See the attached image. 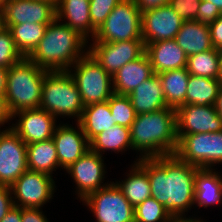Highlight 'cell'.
<instances>
[{"label": "cell", "mask_w": 222, "mask_h": 222, "mask_svg": "<svg viewBox=\"0 0 222 222\" xmlns=\"http://www.w3.org/2000/svg\"><path fill=\"white\" fill-rule=\"evenodd\" d=\"M146 171L155 198L172 217H185L194 207L195 176L200 169L176 154L136 160Z\"/></svg>", "instance_id": "cell-1"}, {"label": "cell", "mask_w": 222, "mask_h": 222, "mask_svg": "<svg viewBox=\"0 0 222 222\" xmlns=\"http://www.w3.org/2000/svg\"><path fill=\"white\" fill-rule=\"evenodd\" d=\"M130 134L133 151L140 152L136 160L175 154L178 148L175 109L166 107L136 114Z\"/></svg>", "instance_id": "cell-2"}, {"label": "cell", "mask_w": 222, "mask_h": 222, "mask_svg": "<svg viewBox=\"0 0 222 222\" xmlns=\"http://www.w3.org/2000/svg\"><path fill=\"white\" fill-rule=\"evenodd\" d=\"M88 43L77 30L55 18L28 58L48 71H67L88 52Z\"/></svg>", "instance_id": "cell-3"}, {"label": "cell", "mask_w": 222, "mask_h": 222, "mask_svg": "<svg viewBox=\"0 0 222 222\" xmlns=\"http://www.w3.org/2000/svg\"><path fill=\"white\" fill-rule=\"evenodd\" d=\"M48 70L38 67L28 57L8 69L6 103L11 114L24 109H38L42 86Z\"/></svg>", "instance_id": "cell-4"}, {"label": "cell", "mask_w": 222, "mask_h": 222, "mask_svg": "<svg viewBox=\"0 0 222 222\" xmlns=\"http://www.w3.org/2000/svg\"><path fill=\"white\" fill-rule=\"evenodd\" d=\"M57 120L73 118L78 122L84 105L76 84L68 71H48L43 80L40 107ZM77 118V119H76Z\"/></svg>", "instance_id": "cell-5"}, {"label": "cell", "mask_w": 222, "mask_h": 222, "mask_svg": "<svg viewBox=\"0 0 222 222\" xmlns=\"http://www.w3.org/2000/svg\"><path fill=\"white\" fill-rule=\"evenodd\" d=\"M67 71L79 90L84 107L106 102L114 94L112 76L100 66L89 52Z\"/></svg>", "instance_id": "cell-6"}, {"label": "cell", "mask_w": 222, "mask_h": 222, "mask_svg": "<svg viewBox=\"0 0 222 222\" xmlns=\"http://www.w3.org/2000/svg\"><path fill=\"white\" fill-rule=\"evenodd\" d=\"M142 39V13L133 0H122L96 31L92 42Z\"/></svg>", "instance_id": "cell-7"}, {"label": "cell", "mask_w": 222, "mask_h": 222, "mask_svg": "<svg viewBox=\"0 0 222 222\" xmlns=\"http://www.w3.org/2000/svg\"><path fill=\"white\" fill-rule=\"evenodd\" d=\"M177 138L175 154L182 161L200 169H214L213 166L222 163V131L177 135Z\"/></svg>", "instance_id": "cell-8"}, {"label": "cell", "mask_w": 222, "mask_h": 222, "mask_svg": "<svg viewBox=\"0 0 222 222\" xmlns=\"http://www.w3.org/2000/svg\"><path fill=\"white\" fill-rule=\"evenodd\" d=\"M82 202L89 207L97 222H135L134 207L114 181L91 193Z\"/></svg>", "instance_id": "cell-9"}, {"label": "cell", "mask_w": 222, "mask_h": 222, "mask_svg": "<svg viewBox=\"0 0 222 222\" xmlns=\"http://www.w3.org/2000/svg\"><path fill=\"white\" fill-rule=\"evenodd\" d=\"M55 188L53 176L29 169L10 186L14 206L20 208H42L53 199Z\"/></svg>", "instance_id": "cell-10"}, {"label": "cell", "mask_w": 222, "mask_h": 222, "mask_svg": "<svg viewBox=\"0 0 222 222\" xmlns=\"http://www.w3.org/2000/svg\"><path fill=\"white\" fill-rule=\"evenodd\" d=\"M88 52L100 66L113 76L125 64L145 53L143 39L117 42H90Z\"/></svg>", "instance_id": "cell-11"}, {"label": "cell", "mask_w": 222, "mask_h": 222, "mask_svg": "<svg viewBox=\"0 0 222 222\" xmlns=\"http://www.w3.org/2000/svg\"><path fill=\"white\" fill-rule=\"evenodd\" d=\"M7 127L0 130V185L10 187L28 170L27 144Z\"/></svg>", "instance_id": "cell-12"}, {"label": "cell", "mask_w": 222, "mask_h": 222, "mask_svg": "<svg viewBox=\"0 0 222 222\" xmlns=\"http://www.w3.org/2000/svg\"><path fill=\"white\" fill-rule=\"evenodd\" d=\"M105 164L103 156L89 150L65 170L73 178L77 186L75 187L77 197L81 201L91 193L110 184L108 181L103 183L107 173Z\"/></svg>", "instance_id": "cell-13"}, {"label": "cell", "mask_w": 222, "mask_h": 222, "mask_svg": "<svg viewBox=\"0 0 222 222\" xmlns=\"http://www.w3.org/2000/svg\"><path fill=\"white\" fill-rule=\"evenodd\" d=\"M14 119L17 122L12 123L10 128L25 144L51 139L57 127L56 118L41 108L17 111L12 114V120Z\"/></svg>", "instance_id": "cell-14"}, {"label": "cell", "mask_w": 222, "mask_h": 222, "mask_svg": "<svg viewBox=\"0 0 222 222\" xmlns=\"http://www.w3.org/2000/svg\"><path fill=\"white\" fill-rule=\"evenodd\" d=\"M176 111L177 135L215 133L222 131V119L213 105H181Z\"/></svg>", "instance_id": "cell-15"}, {"label": "cell", "mask_w": 222, "mask_h": 222, "mask_svg": "<svg viewBox=\"0 0 222 222\" xmlns=\"http://www.w3.org/2000/svg\"><path fill=\"white\" fill-rule=\"evenodd\" d=\"M183 19H181L170 5L142 13V39L144 45L156 41L175 39Z\"/></svg>", "instance_id": "cell-16"}, {"label": "cell", "mask_w": 222, "mask_h": 222, "mask_svg": "<svg viewBox=\"0 0 222 222\" xmlns=\"http://www.w3.org/2000/svg\"><path fill=\"white\" fill-rule=\"evenodd\" d=\"M3 24H49L56 18V6L45 0H10L2 8Z\"/></svg>", "instance_id": "cell-17"}, {"label": "cell", "mask_w": 222, "mask_h": 222, "mask_svg": "<svg viewBox=\"0 0 222 222\" xmlns=\"http://www.w3.org/2000/svg\"><path fill=\"white\" fill-rule=\"evenodd\" d=\"M77 128L71 124L57 125L52 137L61 169H68L74 162L90 150V143L84 134L80 124Z\"/></svg>", "instance_id": "cell-18"}, {"label": "cell", "mask_w": 222, "mask_h": 222, "mask_svg": "<svg viewBox=\"0 0 222 222\" xmlns=\"http://www.w3.org/2000/svg\"><path fill=\"white\" fill-rule=\"evenodd\" d=\"M155 74L186 68L187 56L175 39L156 41L145 46Z\"/></svg>", "instance_id": "cell-19"}, {"label": "cell", "mask_w": 222, "mask_h": 222, "mask_svg": "<svg viewBox=\"0 0 222 222\" xmlns=\"http://www.w3.org/2000/svg\"><path fill=\"white\" fill-rule=\"evenodd\" d=\"M56 18L89 41L95 36L96 30L90 20V0H58Z\"/></svg>", "instance_id": "cell-20"}, {"label": "cell", "mask_w": 222, "mask_h": 222, "mask_svg": "<svg viewBox=\"0 0 222 222\" xmlns=\"http://www.w3.org/2000/svg\"><path fill=\"white\" fill-rule=\"evenodd\" d=\"M154 74L150 59L144 53L137 60L122 66L113 76L114 94L129 95L133 90Z\"/></svg>", "instance_id": "cell-21"}, {"label": "cell", "mask_w": 222, "mask_h": 222, "mask_svg": "<svg viewBox=\"0 0 222 222\" xmlns=\"http://www.w3.org/2000/svg\"><path fill=\"white\" fill-rule=\"evenodd\" d=\"M128 97L136 114L150 113L168 107L161 79L155 73L138 85Z\"/></svg>", "instance_id": "cell-22"}, {"label": "cell", "mask_w": 222, "mask_h": 222, "mask_svg": "<svg viewBox=\"0 0 222 222\" xmlns=\"http://www.w3.org/2000/svg\"><path fill=\"white\" fill-rule=\"evenodd\" d=\"M215 169H199L195 176V207L222 204V175ZM197 205V206H196Z\"/></svg>", "instance_id": "cell-23"}, {"label": "cell", "mask_w": 222, "mask_h": 222, "mask_svg": "<svg viewBox=\"0 0 222 222\" xmlns=\"http://www.w3.org/2000/svg\"><path fill=\"white\" fill-rule=\"evenodd\" d=\"M175 40L187 57L214 48L208 25L195 20L183 21Z\"/></svg>", "instance_id": "cell-24"}, {"label": "cell", "mask_w": 222, "mask_h": 222, "mask_svg": "<svg viewBox=\"0 0 222 222\" xmlns=\"http://www.w3.org/2000/svg\"><path fill=\"white\" fill-rule=\"evenodd\" d=\"M133 166L130 165L127 178L114 183L123 193L124 197L135 208L138 204L151 197V187L148 179L147 171L137 162L134 161Z\"/></svg>", "instance_id": "cell-25"}, {"label": "cell", "mask_w": 222, "mask_h": 222, "mask_svg": "<svg viewBox=\"0 0 222 222\" xmlns=\"http://www.w3.org/2000/svg\"><path fill=\"white\" fill-rule=\"evenodd\" d=\"M78 123L89 142L101 132L116 125L108 101L85 106Z\"/></svg>", "instance_id": "cell-26"}, {"label": "cell", "mask_w": 222, "mask_h": 222, "mask_svg": "<svg viewBox=\"0 0 222 222\" xmlns=\"http://www.w3.org/2000/svg\"><path fill=\"white\" fill-rule=\"evenodd\" d=\"M27 167L29 170L53 176L59 166L53 139L27 144Z\"/></svg>", "instance_id": "cell-27"}, {"label": "cell", "mask_w": 222, "mask_h": 222, "mask_svg": "<svg viewBox=\"0 0 222 222\" xmlns=\"http://www.w3.org/2000/svg\"><path fill=\"white\" fill-rule=\"evenodd\" d=\"M89 143L90 150L101 156H103L105 151L119 153L129 149L133 150L130 128L117 124L95 136Z\"/></svg>", "instance_id": "cell-28"}, {"label": "cell", "mask_w": 222, "mask_h": 222, "mask_svg": "<svg viewBox=\"0 0 222 222\" xmlns=\"http://www.w3.org/2000/svg\"><path fill=\"white\" fill-rule=\"evenodd\" d=\"M165 95V102L168 107L176 109L185 105L188 79L190 74L186 68L165 71L158 74Z\"/></svg>", "instance_id": "cell-29"}, {"label": "cell", "mask_w": 222, "mask_h": 222, "mask_svg": "<svg viewBox=\"0 0 222 222\" xmlns=\"http://www.w3.org/2000/svg\"><path fill=\"white\" fill-rule=\"evenodd\" d=\"M219 79L190 75L185 99V105H214L221 86Z\"/></svg>", "instance_id": "cell-30"}, {"label": "cell", "mask_w": 222, "mask_h": 222, "mask_svg": "<svg viewBox=\"0 0 222 222\" xmlns=\"http://www.w3.org/2000/svg\"><path fill=\"white\" fill-rule=\"evenodd\" d=\"M10 30L17 49L24 57H28L44 37L48 24L24 23L3 24Z\"/></svg>", "instance_id": "cell-31"}, {"label": "cell", "mask_w": 222, "mask_h": 222, "mask_svg": "<svg viewBox=\"0 0 222 222\" xmlns=\"http://www.w3.org/2000/svg\"><path fill=\"white\" fill-rule=\"evenodd\" d=\"M186 69L190 75L219 79V50L213 48L188 56Z\"/></svg>", "instance_id": "cell-32"}, {"label": "cell", "mask_w": 222, "mask_h": 222, "mask_svg": "<svg viewBox=\"0 0 222 222\" xmlns=\"http://www.w3.org/2000/svg\"><path fill=\"white\" fill-rule=\"evenodd\" d=\"M135 222H170L172 216L155 198H147L135 208Z\"/></svg>", "instance_id": "cell-33"}, {"label": "cell", "mask_w": 222, "mask_h": 222, "mask_svg": "<svg viewBox=\"0 0 222 222\" xmlns=\"http://www.w3.org/2000/svg\"><path fill=\"white\" fill-rule=\"evenodd\" d=\"M108 103L115 123L130 128L136 117L130 98L127 95L113 94Z\"/></svg>", "instance_id": "cell-34"}, {"label": "cell", "mask_w": 222, "mask_h": 222, "mask_svg": "<svg viewBox=\"0 0 222 222\" xmlns=\"http://www.w3.org/2000/svg\"><path fill=\"white\" fill-rule=\"evenodd\" d=\"M23 58L24 56L15 45L10 30L3 27L0 30V67L9 69Z\"/></svg>", "instance_id": "cell-35"}, {"label": "cell", "mask_w": 222, "mask_h": 222, "mask_svg": "<svg viewBox=\"0 0 222 222\" xmlns=\"http://www.w3.org/2000/svg\"><path fill=\"white\" fill-rule=\"evenodd\" d=\"M120 1L122 0H90V20L96 31Z\"/></svg>", "instance_id": "cell-36"}, {"label": "cell", "mask_w": 222, "mask_h": 222, "mask_svg": "<svg viewBox=\"0 0 222 222\" xmlns=\"http://www.w3.org/2000/svg\"><path fill=\"white\" fill-rule=\"evenodd\" d=\"M201 0H169L170 7L183 21L195 20Z\"/></svg>", "instance_id": "cell-37"}, {"label": "cell", "mask_w": 222, "mask_h": 222, "mask_svg": "<svg viewBox=\"0 0 222 222\" xmlns=\"http://www.w3.org/2000/svg\"><path fill=\"white\" fill-rule=\"evenodd\" d=\"M221 15L222 12L217 8V6L206 0H201L195 21L210 25Z\"/></svg>", "instance_id": "cell-38"}, {"label": "cell", "mask_w": 222, "mask_h": 222, "mask_svg": "<svg viewBox=\"0 0 222 222\" xmlns=\"http://www.w3.org/2000/svg\"><path fill=\"white\" fill-rule=\"evenodd\" d=\"M13 207L14 203L10 187L0 185V221Z\"/></svg>", "instance_id": "cell-39"}, {"label": "cell", "mask_w": 222, "mask_h": 222, "mask_svg": "<svg viewBox=\"0 0 222 222\" xmlns=\"http://www.w3.org/2000/svg\"><path fill=\"white\" fill-rule=\"evenodd\" d=\"M208 27L213 47L218 50L222 49V15Z\"/></svg>", "instance_id": "cell-40"}, {"label": "cell", "mask_w": 222, "mask_h": 222, "mask_svg": "<svg viewBox=\"0 0 222 222\" xmlns=\"http://www.w3.org/2000/svg\"><path fill=\"white\" fill-rule=\"evenodd\" d=\"M22 222H50L42 208H22Z\"/></svg>", "instance_id": "cell-41"}, {"label": "cell", "mask_w": 222, "mask_h": 222, "mask_svg": "<svg viewBox=\"0 0 222 222\" xmlns=\"http://www.w3.org/2000/svg\"><path fill=\"white\" fill-rule=\"evenodd\" d=\"M138 7V9L141 11V13L151 10V9H156L158 7L168 5L169 0H133Z\"/></svg>", "instance_id": "cell-42"}, {"label": "cell", "mask_w": 222, "mask_h": 222, "mask_svg": "<svg viewBox=\"0 0 222 222\" xmlns=\"http://www.w3.org/2000/svg\"><path fill=\"white\" fill-rule=\"evenodd\" d=\"M10 121H12V114L7 106L6 98L5 96H0V126L3 127L5 123L7 124Z\"/></svg>", "instance_id": "cell-43"}, {"label": "cell", "mask_w": 222, "mask_h": 222, "mask_svg": "<svg viewBox=\"0 0 222 222\" xmlns=\"http://www.w3.org/2000/svg\"><path fill=\"white\" fill-rule=\"evenodd\" d=\"M22 208L14 206L0 222H22Z\"/></svg>", "instance_id": "cell-44"}, {"label": "cell", "mask_w": 222, "mask_h": 222, "mask_svg": "<svg viewBox=\"0 0 222 222\" xmlns=\"http://www.w3.org/2000/svg\"><path fill=\"white\" fill-rule=\"evenodd\" d=\"M8 69L0 67V96H4L7 87Z\"/></svg>", "instance_id": "cell-45"}, {"label": "cell", "mask_w": 222, "mask_h": 222, "mask_svg": "<svg viewBox=\"0 0 222 222\" xmlns=\"http://www.w3.org/2000/svg\"><path fill=\"white\" fill-rule=\"evenodd\" d=\"M213 106L218 116L222 119V84L219 88V92Z\"/></svg>", "instance_id": "cell-46"}, {"label": "cell", "mask_w": 222, "mask_h": 222, "mask_svg": "<svg viewBox=\"0 0 222 222\" xmlns=\"http://www.w3.org/2000/svg\"><path fill=\"white\" fill-rule=\"evenodd\" d=\"M170 222H206L203 219L200 218H194V217H173Z\"/></svg>", "instance_id": "cell-47"}, {"label": "cell", "mask_w": 222, "mask_h": 222, "mask_svg": "<svg viewBox=\"0 0 222 222\" xmlns=\"http://www.w3.org/2000/svg\"><path fill=\"white\" fill-rule=\"evenodd\" d=\"M219 61H220L219 80L222 83V49L219 50Z\"/></svg>", "instance_id": "cell-48"}, {"label": "cell", "mask_w": 222, "mask_h": 222, "mask_svg": "<svg viewBox=\"0 0 222 222\" xmlns=\"http://www.w3.org/2000/svg\"><path fill=\"white\" fill-rule=\"evenodd\" d=\"M206 1L213 3L222 12V0H206Z\"/></svg>", "instance_id": "cell-49"}, {"label": "cell", "mask_w": 222, "mask_h": 222, "mask_svg": "<svg viewBox=\"0 0 222 222\" xmlns=\"http://www.w3.org/2000/svg\"><path fill=\"white\" fill-rule=\"evenodd\" d=\"M10 0H0V9H2Z\"/></svg>", "instance_id": "cell-50"}, {"label": "cell", "mask_w": 222, "mask_h": 222, "mask_svg": "<svg viewBox=\"0 0 222 222\" xmlns=\"http://www.w3.org/2000/svg\"><path fill=\"white\" fill-rule=\"evenodd\" d=\"M3 28L2 9H0V30Z\"/></svg>", "instance_id": "cell-51"}, {"label": "cell", "mask_w": 222, "mask_h": 222, "mask_svg": "<svg viewBox=\"0 0 222 222\" xmlns=\"http://www.w3.org/2000/svg\"><path fill=\"white\" fill-rule=\"evenodd\" d=\"M45 1H48L50 3H53L55 6L57 5L58 3V0H45Z\"/></svg>", "instance_id": "cell-52"}]
</instances>
